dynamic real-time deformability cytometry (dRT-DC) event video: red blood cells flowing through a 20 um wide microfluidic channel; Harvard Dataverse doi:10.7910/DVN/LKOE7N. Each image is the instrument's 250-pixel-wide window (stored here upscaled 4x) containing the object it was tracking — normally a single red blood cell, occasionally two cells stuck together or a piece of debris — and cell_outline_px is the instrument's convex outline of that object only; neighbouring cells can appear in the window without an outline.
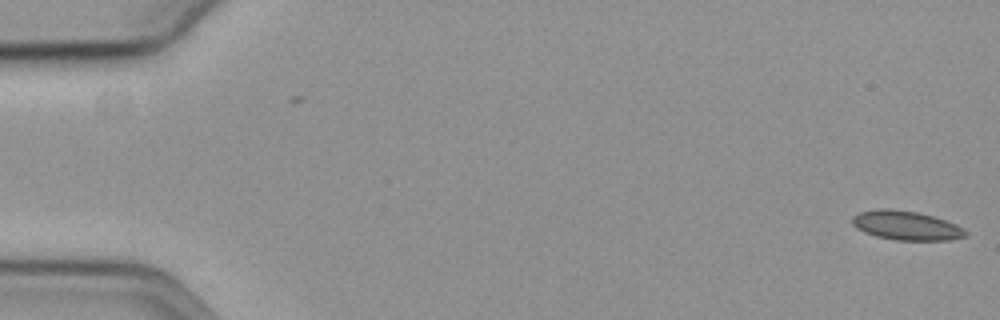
{"species": "common noctule bat (a hibernating species)", "species_latin": "Nyctalus noctula", "temperature_condition": "cold", "stored_images_in_passage": 2, "camera_frame_rate_fps": 3000, "um_per_image_px": 0.085, "animal": {"sex": "female", "body_mass_g": 19.3, "forearm_length_mm": 54.1}, "frame": {"image": 1, "passage_image": 2, "time_ms": 0.333, "image_size_px": [1000, 320], "cell_outline_px": [[968, 236], [948, 240], [896, 240], [876, 236], [864, 232], [856, 228], [852, 224], [852, 216], [860, 212], [880, 208], [892, 208], [916, 212], [932, 216], [956, 224], [964, 228], [968, 232]], "centroid_in_image_um": [77.03, 19.16], "position_along_channel_um": 8.0, "area_um2": 19.31}}